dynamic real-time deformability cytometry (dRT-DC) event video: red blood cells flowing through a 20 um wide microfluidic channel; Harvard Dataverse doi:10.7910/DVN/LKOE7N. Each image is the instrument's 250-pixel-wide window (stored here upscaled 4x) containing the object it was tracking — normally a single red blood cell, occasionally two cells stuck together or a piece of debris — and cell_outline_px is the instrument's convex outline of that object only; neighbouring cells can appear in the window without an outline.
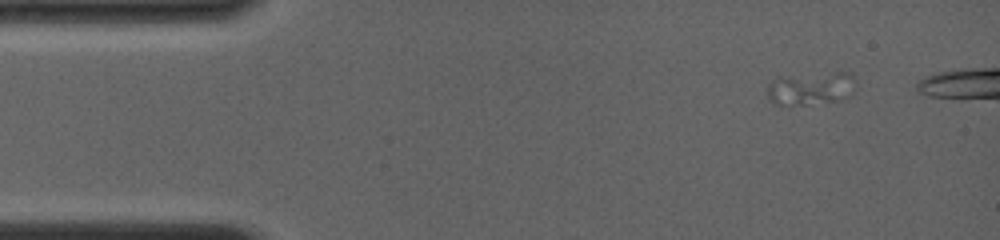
{"species": "common noctule bat (a hibernating species)", "species_latin": "Nyctalus noctula", "temperature_condition": "room temperature", "stored_images_in_passage": 51, "camera_frame_rate_fps": 4000, "um_per_image_px": 0.085, "animal": {"sex": "female", "body_mass_g": 19.0, "forearm_length_mm": 56.7}, "frame": {"image": 1, "passage_image": 5, "time_ms": 1.0, "image_size_px": [1000, 240], "cell_outline_px": [[836, 100], [804, 104], [772, 104], [768, 100], [764, 88], [772, 80], [780, 76], [824, 80]], "centroid_in_image_um": [67.8, 7.74], "position_along_channel_um": 17.2, "area_um2": 11.33}}